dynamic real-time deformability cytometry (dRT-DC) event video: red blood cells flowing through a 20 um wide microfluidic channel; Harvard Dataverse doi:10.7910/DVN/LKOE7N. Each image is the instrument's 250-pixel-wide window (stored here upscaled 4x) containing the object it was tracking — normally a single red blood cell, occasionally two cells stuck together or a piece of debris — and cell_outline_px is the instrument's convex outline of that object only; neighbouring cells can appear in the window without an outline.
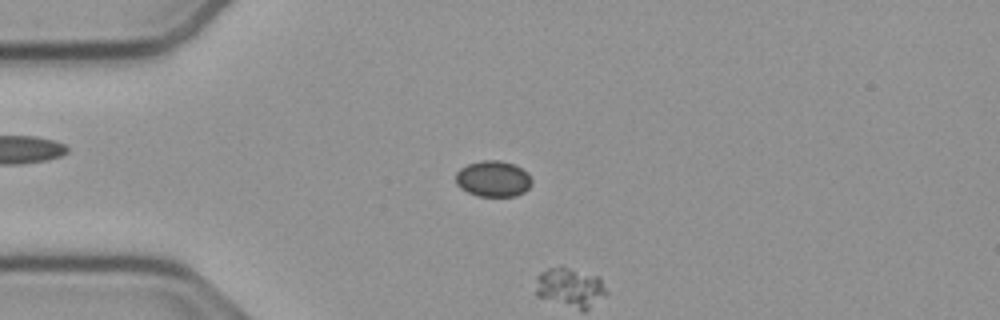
{"species": "common noctule bat (a hibernating species)", "species_latin": "Nyctalus noctula", "temperature_condition": "cold", "stored_images_in_passage": 11, "camera_frame_rate_fps": 3000, "um_per_image_px": 0.085, "animal": {"sex": "male", "body_mass_g": 23.1, "forearm_length_mm": 52.7}, "frame": {"image": 1, "passage_image": 10, "time_ms": 3.0, "image_size_px": [1000, 320], "cell_outline_px": [[532, 184], [524, 192], [516, 196], [476, 196], [460, 188], [456, 184], [456, 172], [460, 168], [468, 164], [480, 160], [500, 160], [512, 164], [528, 172], [532, 180]], "centroid_in_image_um": [41.91, 15.2], "position_along_channel_um": 43.1, "area_um2": 16.07}}